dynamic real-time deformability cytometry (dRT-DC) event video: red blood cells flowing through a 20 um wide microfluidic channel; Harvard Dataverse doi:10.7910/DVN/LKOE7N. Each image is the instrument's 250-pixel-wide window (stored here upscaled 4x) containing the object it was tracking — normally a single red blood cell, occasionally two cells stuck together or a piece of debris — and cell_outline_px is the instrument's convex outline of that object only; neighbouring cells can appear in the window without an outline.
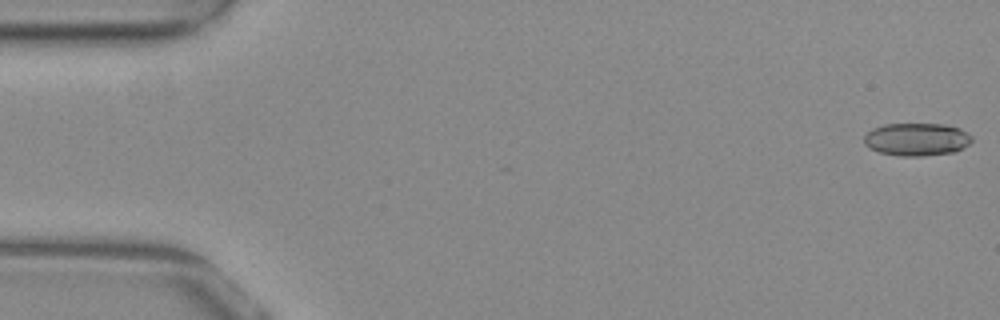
{"species": "common noctule bat (a hibernating species)", "species_latin": "Nyctalus noctula", "temperature_condition": "warm", "stored_images_in_passage": 53, "camera_frame_rate_fps": 3000, "um_per_image_px": 0.085, "animal": {"sex": "female", "body_mass_g": 29.2, "forearm_length_mm": 56.3}, "frame": {"image": 1, "passage_image": 1, "time_ms": 0.0, "image_size_px": [1000, 320], "cell_outline_px": [[972, 140], [968, 144], [956, 152], [924, 156], [900, 156], [880, 152], [864, 144], [864, 136], [872, 128], [884, 124], [944, 124], [960, 128], [972, 136]], "centroid_in_image_um": [77.93, 11.84], "position_along_channel_um": 7.1, "area_um2": 20.63}}
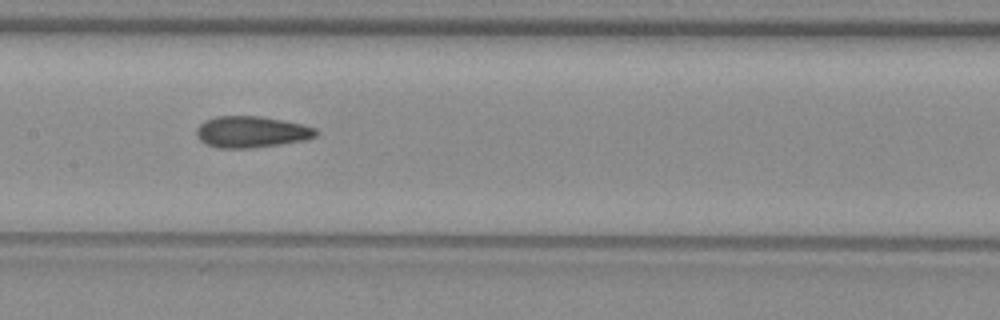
{"frame": {"image": 2, "passage_image": 26, "time_ms": 8.333, "image_size_px": [1000, 320], "cell_outline_px": [[316, 136], [304, 140], [280, 144], [252, 148], [216, 148], [204, 144], [196, 136], [196, 128], [204, 120], [216, 116], [264, 116], [284, 120], [316, 128]], "centroid_in_image_um": [21.31, 11.21], "position_along_channel_um": 186.1, "area_um2": 22.02}}
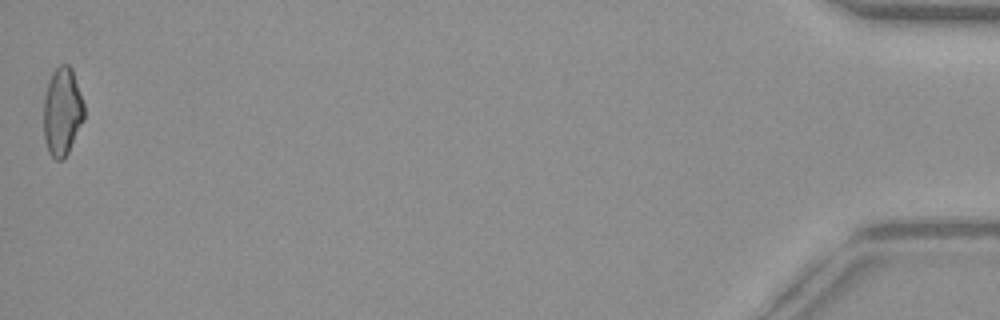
{"frame": {"image": 3, "passage_image": 53, "time_ms": 17.333, "image_size_px": [1000, 320], "cell_outline_px": [[84, 120], [64, 160], [56, 160], [48, 152], [44, 140], [44, 96], [48, 80], [52, 72], [60, 64], [68, 64], [72, 68], [84, 104]], "centroid_in_image_um": [5.28, 9.48], "position_along_channel_um": 429.9, "area_um2": 20.98}, "authors_computed_cell_mechanics": {"area_um2": 21.386, "velocity_mm_per_s": 3.8828, "shape_relaxation_time_tau1_ms": null, "shape_relaxation_time_tau2_ms": 2.2532, "deformation_change_tau1": null, "deformation_change_tau2": 0.0868}}